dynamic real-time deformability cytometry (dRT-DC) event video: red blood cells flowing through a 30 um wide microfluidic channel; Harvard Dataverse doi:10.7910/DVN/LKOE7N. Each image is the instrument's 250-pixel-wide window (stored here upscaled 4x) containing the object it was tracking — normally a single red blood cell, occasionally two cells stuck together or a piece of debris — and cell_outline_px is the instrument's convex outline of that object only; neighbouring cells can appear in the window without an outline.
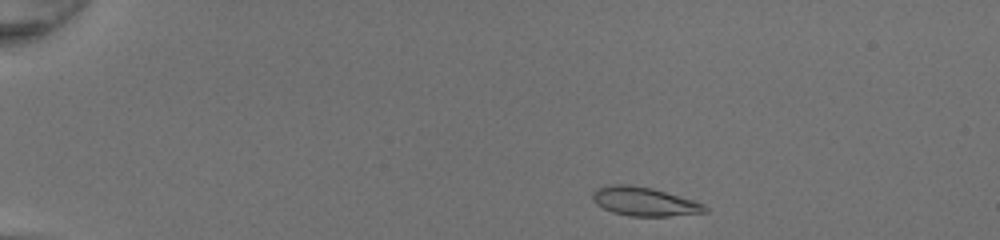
{"species": "common noctule bat (a hibernating species)", "species_latin": "Nyctalus noctula", "temperature_condition": "room temperature", "stored_images_in_passage": 41, "camera_frame_rate_fps": 3000, "um_per_image_px": 0.085, "animal": {"sex": "female", "body_mass_g": 20.0, "forearm_length_mm": 54.0}, "frame": {"image": 1, "passage_image": 1, "time_ms": 0.0, "image_size_px": [1000, 240], "cell_outline_px": [[708, 212], [668, 216], [628, 216], [612, 212], [596, 204], [592, 200], [592, 192], [596, 188], [608, 184], [632, 184], [652, 188], [692, 200], [704, 204], [708, 208]], "centroid_in_image_um": [54.72, 17.12], "position_along_channel_um": 30.3, "area_um2": 18.96}}
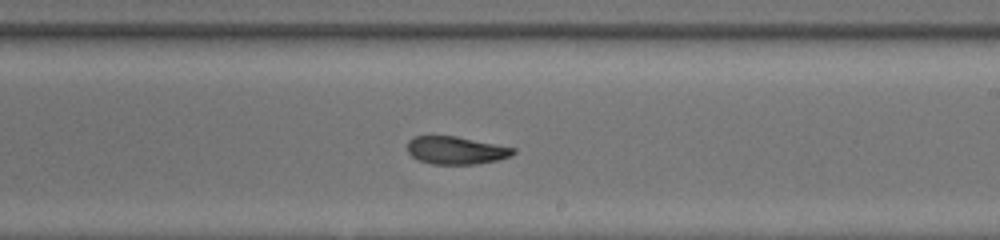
{"frame": {"image": 2, "passage_image": 23, "time_ms": 7.333, "image_size_px": [1000, 240], "cell_outline_px": [[516, 152], [512, 156], [496, 160], [476, 164], [432, 164], [416, 160], [408, 152], [408, 140], [412, 136], [456, 136], [516, 148]], "centroid_in_image_um": [38.75, 12.78], "position_along_channel_um": 250.2, "area_um2": 17.22}}
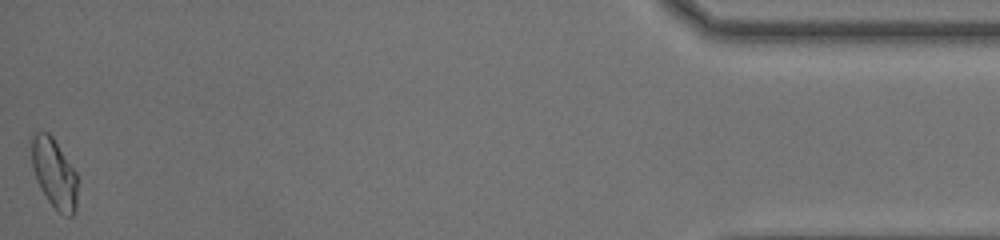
{"frame": {"image": 3, "passage_image": 41, "time_ms": 13.333, "image_size_px": [1000, 240], "cell_outline_px": [[80, 180], [76, 212], [72, 216], [64, 216], [48, 200], [36, 180], [32, 168], [28, 140], [36, 132], [48, 132], [52, 136], [76, 172]], "centroid_in_image_um": [4.62, 14.72], "position_along_channel_um": 430.6, "area_um2": 19.36}, "authors_computed_cell_mechanics": {"area_um2": 18.2648, "velocity_mm_per_s": 4.3233, "shape_relaxation_time_tau1_ms": 6.3251, "shape_relaxation_time_tau2_ms": 1.7067, "deformation_change_tau1": 0.1994, "deformation_change_tau2": 0.082}}